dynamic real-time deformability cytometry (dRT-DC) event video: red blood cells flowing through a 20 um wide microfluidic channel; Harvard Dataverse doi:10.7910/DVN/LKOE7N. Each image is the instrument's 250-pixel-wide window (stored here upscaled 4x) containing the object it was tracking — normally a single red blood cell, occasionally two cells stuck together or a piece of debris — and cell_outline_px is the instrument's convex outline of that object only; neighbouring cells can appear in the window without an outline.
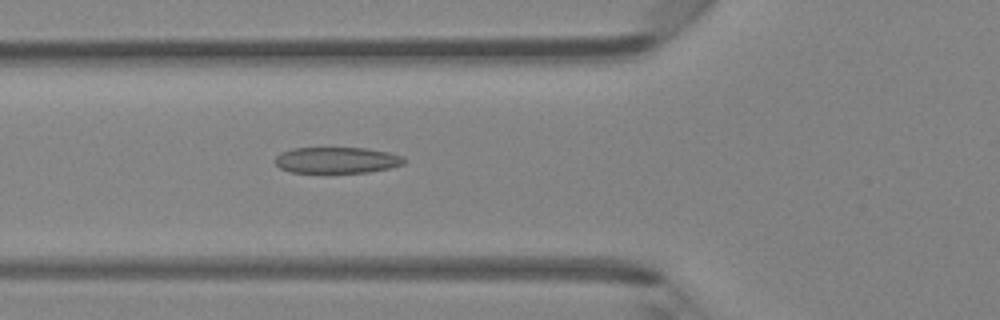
{"species": "Egyptian fruit bat (a non-hibernating species)", "species_latin": "Rousettus aegyptiacus", "temperature_condition": "room temperature", "stored_images_in_passage": 46, "camera_frame_rate_fps": 3000, "um_per_image_px": 0.085, "animal": {"sex": "female"}, "frame": {"image": 1, "passage_image": 17, "time_ms": 5.333, "image_size_px": [1000, 320], "cell_outline_px": [[408, 160], [404, 164], [388, 168], [368, 172], [288, 172], [280, 168], [276, 164], [276, 156], [280, 152], [292, 148], [368, 148], [388, 152], [404, 156]], "centroid_in_image_um": [28.65, 13.6], "position_along_channel_um": 97.1, "area_um2": 19.71}}
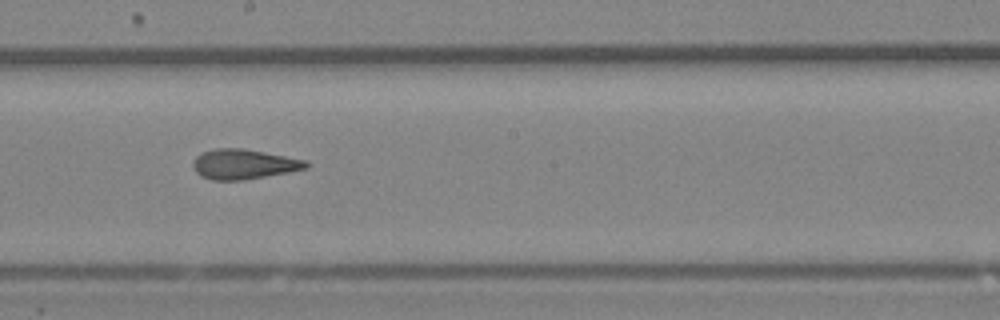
{"frame": {"image": 2, "passage_image": 26, "time_ms": 8.333, "image_size_px": [1000, 320], "cell_outline_px": [[308, 168], [288, 172], [244, 180], [212, 180], [200, 176], [192, 168], [192, 164], [196, 156], [204, 152], [216, 148], [244, 148], [308, 160]], "centroid_in_image_um": [20.72, 13.95], "position_along_channel_um": 227.5, "area_um2": 19.83}}
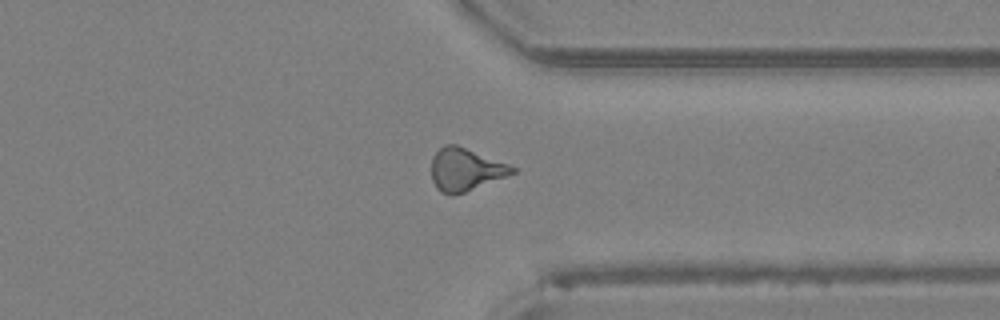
{"frame": {"image": 3, "passage_image": 36, "time_ms": 11.667, "image_size_px": [1000, 320], "cell_outline_px": [[516, 172], [464, 192], [452, 196], [448, 196], [440, 192], [436, 188], [432, 180], [432, 156], [444, 144], [456, 144], [508, 164], [516, 168]], "centroid_in_image_um": [39.52, 14.41], "position_along_channel_um": 371.9, "area_um2": 19.94}, "authors_computed_cell_mechanics": {"area_um2": 20.0566, "velocity_mm_per_s": 4.3673, "shape_relaxation_time_tau1_ms": 5.5199, "shape_relaxation_time_tau2_ms": 1.4731, "deformation_change_tau1": 0.1719, "deformation_change_tau2": 0.1044}}